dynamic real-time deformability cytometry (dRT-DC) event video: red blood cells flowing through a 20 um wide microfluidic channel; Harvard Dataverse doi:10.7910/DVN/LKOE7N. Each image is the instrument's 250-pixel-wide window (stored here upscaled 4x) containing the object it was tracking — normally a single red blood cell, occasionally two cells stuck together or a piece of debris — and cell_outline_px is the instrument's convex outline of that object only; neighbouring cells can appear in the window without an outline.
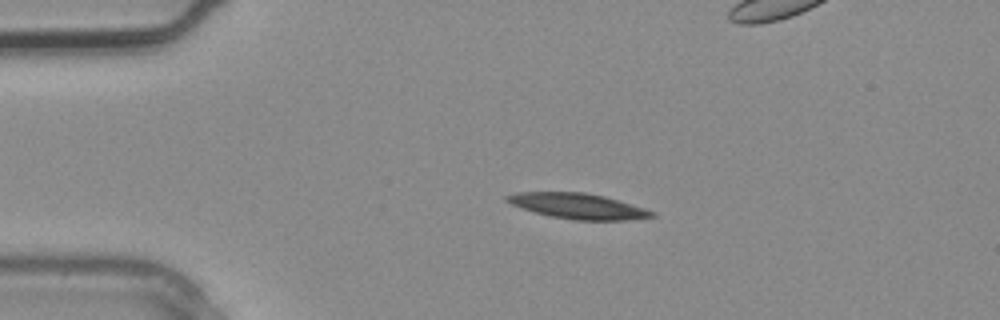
{"species": "common noctule bat (a hibernating species)", "species_latin": "Nyctalus noctula", "temperature_condition": "warm", "stored_images_in_passage": 3, "camera_frame_rate_fps": 3000, "um_per_image_px": 0.085, "animal": {"sex": "male", "body_mass_g": 20.4}, "frame": {"image": 1, "passage_image": 1, "time_ms": 0.0, "image_size_px": [1000, 320], "cell_outline_px": [[656, 216], [628, 220], [576, 220], [552, 216], [520, 208], [504, 200], [504, 196], [516, 192], [584, 192], [604, 196], [644, 208], [656, 212]], "centroid_in_image_um": [49.11, 17.51], "position_along_channel_um": 35.9, "area_um2": 21.39}}
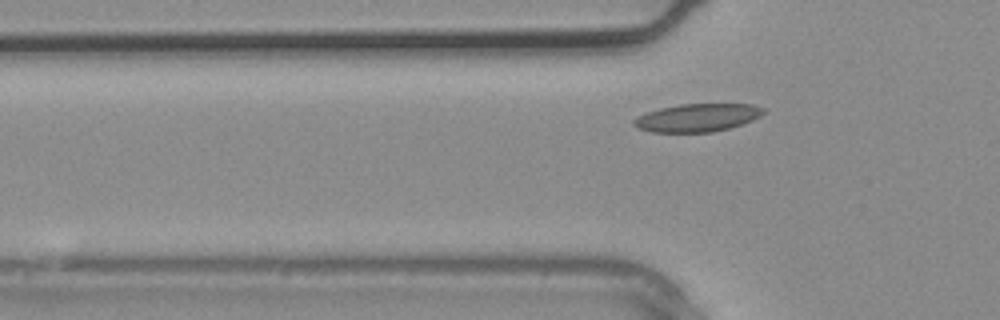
{"frame": {"image": 2, "passage_image": 3, "time_ms": 0.667, "image_size_px": [1000, 320], "cell_outline_px": [[764, 112], [760, 116], [752, 120], [728, 128], [712, 132], [652, 132], [640, 128], [632, 124], [632, 120], [648, 112], [660, 108], [680, 104], [752, 104], [764, 108]], "centroid_in_image_um": [59.28, 10.0], "position_along_channel_um": 66.5, "area_um2": 20.87}}